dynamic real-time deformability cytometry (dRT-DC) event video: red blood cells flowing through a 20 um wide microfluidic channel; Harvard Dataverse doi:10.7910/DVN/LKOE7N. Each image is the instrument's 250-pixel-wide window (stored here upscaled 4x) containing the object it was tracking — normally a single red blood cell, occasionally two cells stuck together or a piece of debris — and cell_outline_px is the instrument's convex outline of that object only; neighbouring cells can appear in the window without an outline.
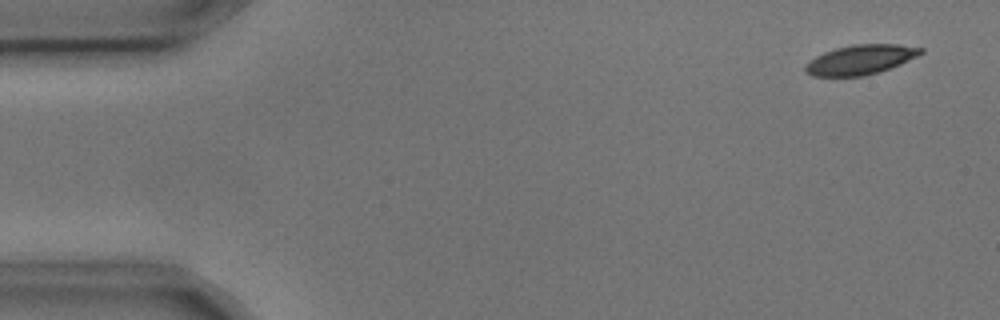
{"species": "common noctule bat (a hibernating species)", "species_latin": "Nyctalus noctula", "temperature_condition": "cold", "stored_images_in_passage": 9, "camera_frame_rate_fps": 3000, "um_per_image_px": 0.085, "animal": {"sex": "male", "body_mass_g": 17.9, "forearm_length_mm": 54.2}, "frame": {"image": 1, "passage_image": 1, "time_ms": 0.0, "image_size_px": [1000, 320], "cell_outline_px": [[924, 52], [900, 64], [880, 72], [860, 76], [812, 76], [804, 72], [804, 64], [816, 56], [824, 52], [836, 48], [852, 44], [900, 44], [924, 48]], "centroid_in_image_um": [73.12, 5.07], "position_along_channel_um": 11.9, "area_um2": 20.0}}
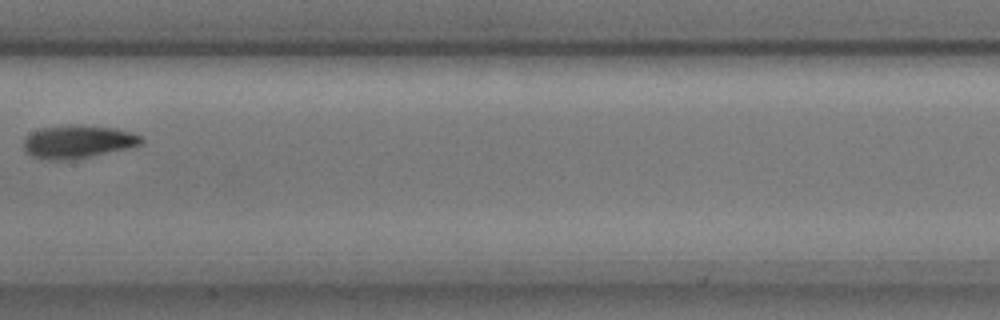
{"frame": {"image": 2, "passage_image": 8, "time_ms": 2.333, "image_size_px": [1000, 320], "cell_outline_px": [[144, 140], [140, 144], [128, 148], [68, 160], [48, 160], [32, 156], [24, 148], [24, 140], [32, 132], [40, 128], [116, 128], [132, 132], [140, 136]], "centroid_in_image_um": [6.62, 12.09], "position_along_channel_um": 200.8, "area_um2": 21.27}}
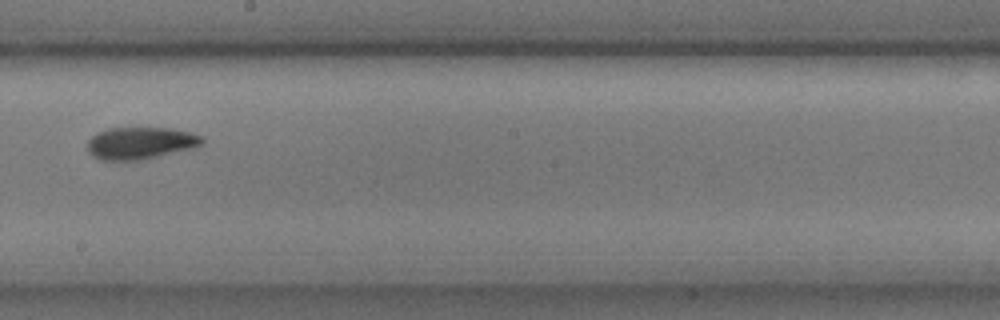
{"frame": {"image": 3, "passage_image": 9, "time_ms": 2.667, "image_size_px": [1000, 320], "cell_outline_px": [[204, 140], [200, 144], [192, 148], [140, 160], [100, 160], [92, 156], [88, 152], [88, 140], [96, 132], [108, 128], [172, 128], [204, 136]], "centroid_in_image_um": [11.9, 12.15], "position_along_channel_um": 236.3, "area_um2": 21.39}}